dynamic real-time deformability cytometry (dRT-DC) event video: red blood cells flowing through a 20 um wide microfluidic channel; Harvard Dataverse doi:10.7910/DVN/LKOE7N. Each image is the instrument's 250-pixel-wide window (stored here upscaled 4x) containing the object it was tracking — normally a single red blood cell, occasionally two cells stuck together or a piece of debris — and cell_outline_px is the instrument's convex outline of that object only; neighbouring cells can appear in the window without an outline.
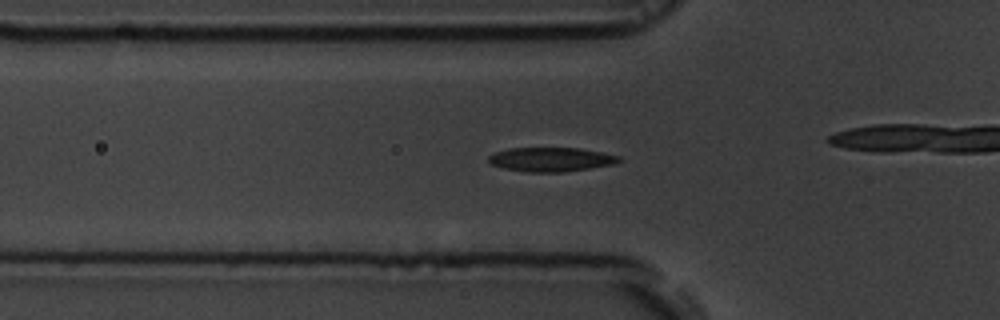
{"species": "common noctule bat (a hibernating species)", "species_latin": "Nyctalus noctula", "temperature_condition": "room temperature", "stored_images_in_passage": 44, "camera_frame_rate_fps": 3000, "um_per_image_px": 0.085, "animal": {"sex": "male", "body_mass_g": 19.5, "forearm_length_mm": 54.6}, "frame": {"image": 1, "passage_image": 7, "time_ms": 2.0, "image_size_px": [1000, 320], "cell_outline_px": [[624, 160], [612, 164], [588, 168], [560, 172], [528, 172], [504, 168], [492, 164], [488, 160], [488, 156], [492, 152], [508, 148], [580, 148], [620, 156]], "centroid_in_image_um": [46.8, 13.54], "position_along_channel_um": 79.0, "area_um2": 18.26}}
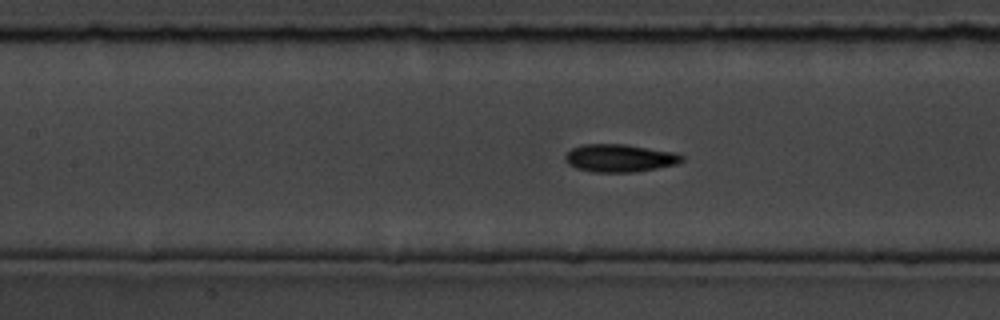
{"frame": {"image": 2, "passage_image": 13, "time_ms": 4.0, "image_size_px": [1000, 320], "cell_outline_px": [[684, 160], [676, 164], [636, 172], [592, 172], [576, 168], [568, 164], [564, 156], [572, 148], [584, 144], [624, 144], [676, 152], [684, 156]], "centroid_in_image_um": [52.68, 13.44], "position_along_channel_um": 154.7, "area_um2": 18.9}, "authors_computed_cell_mechanics": {"area_um2": 18.2648, "velocity_mm_per_s": 3.7598, "shape_relaxation_time_tau1_ms": 2.8772, "shape_relaxation_time_tau2_ms": 1.2739, "deformation_change_tau1": 0.1406, "deformation_change_tau2": 0.0613}}